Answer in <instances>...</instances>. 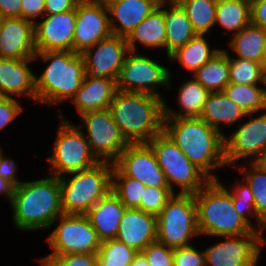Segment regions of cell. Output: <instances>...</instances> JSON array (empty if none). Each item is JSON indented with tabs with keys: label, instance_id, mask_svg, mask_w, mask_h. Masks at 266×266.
Instances as JSON below:
<instances>
[{
	"label": "cell",
	"instance_id": "obj_1",
	"mask_svg": "<svg viewBox=\"0 0 266 266\" xmlns=\"http://www.w3.org/2000/svg\"><path fill=\"white\" fill-rule=\"evenodd\" d=\"M163 131L210 180H218L210 172L226 166L223 133L199 117L164 118Z\"/></svg>",
	"mask_w": 266,
	"mask_h": 266
},
{
	"label": "cell",
	"instance_id": "obj_2",
	"mask_svg": "<svg viewBox=\"0 0 266 266\" xmlns=\"http://www.w3.org/2000/svg\"><path fill=\"white\" fill-rule=\"evenodd\" d=\"M163 100L148 93L117 89L109 110L129 144L147 143L163 131Z\"/></svg>",
	"mask_w": 266,
	"mask_h": 266
},
{
	"label": "cell",
	"instance_id": "obj_3",
	"mask_svg": "<svg viewBox=\"0 0 266 266\" xmlns=\"http://www.w3.org/2000/svg\"><path fill=\"white\" fill-rule=\"evenodd\" d=\"M10 205L17 229L32 232L52 227L63 214L59 178L22 182L15 188Z\"/></svg>",
	"mask_w": 266,
	"mask_h": 266
},
{
	"label": "cell",
	"instance_id": "obj_4",
	"mask_svg": "<svg viewBox=\"0 0 266 266\" xmlns=\"http://www.w3.org/2000/svg\"><path fill=\"white\" fill-rule=\"evenodd\" d=\"M46 68L35 77L36 101L40 104H59L72 99L82 85L86 70L81 53L73 51L36 52Z\"/></svg>",
	"mask_w": 266,
	"mask_h": 266
},
{
	"label": "cell",
	"instance_id": "obj_5",
	"mask_svg": "<svg viewBox=\"0 0 266 266\" xmlns=\"http://www.w3.org/2000/svg\"><path fill=\"white\" fill-rule=\"evenodd\" d=\"M194 199L200 235L228 237L253 231L236 212L228 189L220 181L210 180L194 194Z\"/></svg>",
	"mask_w": 266,
	"mask_h": 266
},
{
	"label": "cell",
	"instance_id": "obj_6",
	"mask_svg": "<svg viewBox=\"0 0 266 266\" xmlns=\"http://www.w3.org/2000/svg\"><path fill=\"white\" fill-rule=\"evenodd\" d=\"M113 164L98 162L93 167L59 178L63 214L85 215L112 188ZM69 177V178H68Z\"/></svg>",
	"mask_w": 266,
	"mask_h": 266
},
{
	"label": "cell",
	"instance_id": "obj_7",
	"mask_svg": "<svg viewBox=\"0 0 266 266\" xmlns=\"http://www.w3.org/2000/svg\"><path fill=\"white\" fill-rule=\"evenodd\" d=\"M147 144L154 152L173 193L174 183L181 188L178 194L194 195L210 181L164 131L155 135Z\"/></svg>",
	"mask_w": 266,
	"mask_h": 266
},
{
	"label": "cell",
	"instance_id": "obj_8",
	"mask_svg": "<svg viewBox=\"0 0 266 266\" xmlns=\"http://www.w3.org/2000/svg\"><path fill=\"white\" fill-rule=\"evenodd\" d=\"M52 154L47 158L52 176L58 178L93 167L99 161L93 155L82 125L71 124L62 116Z\"/></svg>",
	"mask_w": 266,
	"mask_h": 266
},
{
	"label": "cell",
	"instance_id": "obj_9",
	"mask_svg": "<svg viewBox=\"0 0 266 266\" xmlns=\"http://www.w3.org/2000/svg\"><path fill=\"white\" fill-rule=\"evenodd\" d=\"M193 194H173L157 216V242L172 249L188 246L198 236Z\"/></svg>",
	"mask_w": 266,
	"mask_h": 266
},
{
	"label": "cell",
	"instance_id": "obj_10",
	"mask_svg": "<svg viewBox=\"0 0 266 266\" xmlns=\"http://www.w3.org/2000/svg\"><path fill=\"white\" fill-rule=\"evenodd\" d=\"M57 221H60L59 225L46 240L53 250L48 256L73 253L96 254L99 251L102 241L86 215L62 214L53 225Z\"/></svg>",
	"mask_w": 266,
	"mask_h": 266
},
{
	"label": "cell",
	"instance_id": "obj_11",
	"mask_svg": "<svg viewBox=\"0 0 266 266\" xmlns=\"http://www.w3.org/2000/svg\"><path fill=\"white\" fill-rule=\"evenodd\" d=\"M171 72L148 56L129 51L124 59L116 88L127 92H142L161 97L156 87L170 88Z\"/></svg>",
	"mask_w": 266,
	"mask_h": 266
},
{
	"label": "cell",
	"instance_id": "obj_12",
	"mask_svg": "<svg viewBox=\"0 0 266 266\" xmlns=\"http://www.w3.org/2000/svg\"><path fill=\"white\" fill-rule=\"evenodd\" d=\"M87 131L90 149L99 162L114 163L129 145L109 109L79 115Z\"/></svg>",
	"mask_w": 266,
	"mask_h": 266
},
{
	"label": "cell",
	"instance_id": "obj_13",
	"mask_svg": "<svg viewBox=\"0 0 266 266\" xmlns=\"http://www.w3.org/2000/svg\"><path fill=\"white\" fill-rule=\"evenodd\" d=\"M204 250L206 266H257L261 247L266 244L262 232L228 236Z\"/></svg>",
	"mask_w": 266,
	"mask_h": 266
},
{
	"label": "cell",
	"instance_id": "obj_14",
	"mask_svg": "<svg viewBox=\"0 0 266 266\" xmlns=\"http://www.w3.org/2000/svg\"><path fill=\"white\" fill-rule=\"evenodd\" d=\"M112 35L104 0H80L76 6L73 52L82 53Z\"/></svg>",
	"mask_w": 266,
	"mask_h": 266
},
{
	"label": "cell",
	"instance_id": "obj_15",
	"mask_svg": "<svg viewBox=\"0 0 266 266\" xmlns=\"http://www.w3.org/2000/svg\"><path fill=\"white\" fill-rule=\"evenodd\" d=\"M229 136L224 135V156L226 165L237 166L240 159L252 157L257 161L266 149V112L238 125Z\"/></svg>",
	"mask_w": 266,
	"mask_h": 266
},
{
	"label": "cell",
	"instance_id": "obj_16",
	"mask_svg": "<svg viewBox=\"0 0 266 266\" xmlns=\"http://www.w3.org/2000/svg\"><path fill=\"white\" fill-rule=\"evenodd\" d=\"M113 165L125 176L145 186L169 187L155 154L147 143L129 144Z\"/></svg>",
	"mask_w": 266,
	"mask_h": 266
},
{
	"label": "cell",
	"instance_id": "obj_17",
	"mask_svg": "<svg viewBox=\"0 0 266 266\" xmlns=\"http://www.w3.org/2000/svg\"><path fill=\"white\" fill-rule=\"evenodd\" d=\"M128 52L124 37L111 35L101 40L81 53L86 75L90 78L108 77L117 80Z\"/></svg>",
	"mask_w": 266,
	"mask_h": 266
},
{
	"label": "cell",
	"instance_id": "obj_18",
	"mask_svg": "<svg viewBox=\"0 0 266 266\" xmlns=\"http://www.w3.org/2000/svg\"><path fill=\"white\" fill-rule=\"evenodd\" d=\"M43 17H45L44 20L34 23L36 52L73 51L76 8Z\"/></svg>",
	"mask_w": 266,
	"mask_h": 266
},
{
	"label": "cell",
	"instance_id": "obj_19",
	"mask_svg": "<svg viewBox=\"0 0 266 266\" xmlns=\"http://www.w3.org/2000/svg\"><path fill=\"white\" fill-rule=\"evenodd\" d=\"M36 54L34 22L3 18L0 28V58L28 59Z\"/></svg>",
	"mask_w": 266,
	"mask_h": 266
},
{
	"label": "cell",
	"instance_id": "obj_20",
	"mask_svg": "<svg viewBox=\"0 0 266 266\" xmlns=\"http://www.w3.org/2000/svg\"><path fill=\"white\" fill-rule=\"evenodd\" d=\"M116 239L137 252L157 241V216L138 208H126Z\"/></svg>",
	"mask_w": 266,
	"mask_h": 266
},
{
	"label": "cell",
	"instance_id": "obj_21",
	"mask_svg": "<svg viewBox=\"0 0 266 266\" xmlns=\"http://www.w3.org/2000/svg\"><path fill=\"white\" fill-rule=\"evenodd\" d=\"M34 58H0V97L12 98L22 95L36 101L35 77L28 63Z\"/></svg>",
	"mask_w": 266,
	"mask_h": 266
},
{
	"label": "cell",
	"instance_id": "obj_22",
	"mask_svg": "<svg viewBox=\"0 0 266 266\" xmlns=\"http://www.w3.org/2000/svg\"><path fill=\"white\" fill-rule=\"evenodd\" d=\"M104 2L108 9L112 35L124 38L160 3L159 0H104Z\"/></svg>",
	"mask_w": 266,
	"mask_h": 266
},
{
	"label": "cell",
	"instance_id": "obj_23",
	"mask_svg": "<svg viewBox=\"0 0 266 266\" xmlns=\"http://www.w3.org/2000/svg\"><path fill=\"white\" fill-rule=\"evenodd\" d=\"M116 91V80L108 77L90 78L85 75L71 101L79 115L106 110L109 109Z\"/></svg>",
	"mask_w": 266,
	"mask_h": 266
},
{
	"label": "cell",
	"instance_id": "obj_24",
	"mask_svg": "<svg viewBox=\"0 0 266 266\" xmlns=\"http://www.w3.org/2000/svg\"><path fill=\"white\" fill-rule=\"evenodd\" d=\"M126 210L120 198L111 190L101 198L85 215L101 241L117 236L120 220Z\"/></svg>",
	"mask_w": 266,
	"mask_h": 266
},
{
	"label": "cell",
	"instance_id": "obj_25",
	"mask_svg": "<svg viewBox=\"0 0 266 266\" xmlns=\"http://www.w3.org/2000/svg\"><path fill=\"white\" fill-rule=\"evenodd\" d=\"M167 4V0L160 1L158 7H156L128 34L125 39L129 51L135 52L138 42L148 48H166V31L163 7Z\"/></svg>",
	"mask_w": 266,
	"mask_h": 266
},
{
	"label": "cell",
	"instance_id": "obj_26",
	"mask_svg": "<svg viewBox=\"0 0 266 266\" xmlns=\"http://www.w3.org/2000/svg\"><path fill=\"white\" fill-rule=\"evenodd\" d=\"M168 3V8L164 9L167 57L196 35L181 4L177 0H169Z\"/></svg>",
	"mask_w": 266,
	"mask_h": 266
},
{
	"label": "cell",
	"instance_id": "obj_27",
	"mask_svg": "<svg viewBox=\"0 0 266 266\" xmlns=\"http://www.w3.org/2000/svg\"><path fill=\"white\" fill-rule=\"evenodd\" d=\"M254 113L246 111L228 98L222 92H209L203 111L199 118L203 119L209 126L221 132L220 123L233 125L239 118L251 116Z\"/></svg>",
	"mask_w": 266,
	"mask_h": 266
},
{
	"label": "cell",
	"instance_id": "obj_28",
	"mask_svg": "<svg viewBox=\"0 0 266 266\" xmlns=\"http://www.w3.org/2000/svg\"><path fill=\"white\" fill-rule=\"evenodd\" d=\"M209 91L204 88L195 78L189 79L181 85L178 95L180 112H173L164 103V118H188L200 117Z\"/></svg>",
	"mask_w": 266,
	"mask_h": 266
},
{
	"label": "cell",
	"instance_id": "obj_29",
	"mask_svg": "<svg viewBox=\"0 0 266 266\" xmlns=\"http://www.w3.org/2000/svg\"><path fill=\"white\" fill-rule=\"evenodd\" d=\"M266 45V30L250 23L239 33L235 34L228 46L239 59H249L262 62Z\"/></svg>",
	"mask_w": 266,
	"mask_h": 266
},
{
	"label": "cell",
	"instance_id": "obj_30",
	"mask_svg": "<svg viewBox=\"0 0 266 266\" xmlns=\"http://www.w3.org/2000/svg\"><path fill=\"white\" fill-rule=\"evenodd\" d=\"M229 74V54L220 50L192 75L209 92H222L230 83Z\"/></svg>",
	"mask_w": 266,
	"mask_h": 266
},
{
	"label": "cell",
	"instance_id": "obj_31",
	"mask_svg": "<svg viewBox=\"0 0 266 266\" xmlns=\"http://www.w3.org/2000/svg\"><path fill=\"white\" fill-rule=\"evenodd\" d=\"M205 35L196 34L183 47L173 52L168 59L180 62L187 71L195 73L221 49H211Z\"/></svg>",
	"mask_w": 266,
	"mask_h": 266
},
{
	"label": "cell",
	"instance_id": "obj_32",
	"mask_svg": "<svg viewBox=\"0 0 266 266\" xmlns=\"http://www.w3.org/2000/svg\"><path fill=\"white\" fill-rule=\"evenodd\" d=\"M250 23V0H217L216 25L235 35Z\"/></svg>",
	"mask_w": 266,
	"mask_h": 266
},
{
	"label": "cell",
	"instance_id": "obj_33",
	"mask_svg": "<svg viewBox=\"0 0 266 266\" xmlns=\"http://www.w3.org/2000/svg\"><path fill=\"white\" fill-rule=\"evenodd\" d=\"M223 92L246 113L266 111V88L260 87L258 84L244 85L230 82Z\"/></svg>",
	"mask_w": 266,
	"mask_h": 266
},
{
	"label": "cell",
	"instance_id": "obj_34",
	"mask_svg": "<svg viewBox=\"0 0 266 266\" xmlns=\"http://www.w3.org/2000/svg\"><path fill=\"white\" fill-rule=\"evenodd\" d=\"M185 9L196 34L207 35L215 25L217 0H177Z\"/></svg>",
	"mask_w": 266,
	"mask_h": 266
},
{
	"label": "cell",
	"instance_id": "obj_35",
	"mask_svg": "<svg viewBox=\"0 0 266 266\" xmlns=\"http://www.w3.org/2000/svg\"><path fill=\"white\" fill-rule=\"evenodd\" d=\"M247 166L238 168L240 173L246 175L243 180L248 183L252 190L258 216L266 223V169L256 161H250Z\"/></svg>",
	"mask_w": 266,
	"mask_h": 266
},
{
	"label": "cell",
	"instance_id": "obj_36",
	"mask_svg": "<svg viewBox=\"0 0 266 266\" xmlns=\"http://www.w3.org/2000/svg\"><path fill=\"white\" fill-rule=\"evenodd\" d=\"M145 187L146 186L137 179L123 175L113 165L111 190L120 198L126 208L140 209V202Z\"/></svg>",
	"mask_w": 266,
	"mask_h": 266
},
{
	"label": "cell",
	"instance_id": "obj_37",
	"mask_svg": "<svg viewBox=\"0 0 266 266\" xmlns=\"http://www.w3.org/2000/svg\"><path fill=\"white\" fill-rule=\"evenodd\" d=\"M137 253L116 238L107 239L101 242L96 253L97 266H130Z\"/></svg>",
	"mask_w": 266,
	"mask_h": 266
},
{
	"label": "cell",
	"instance_id": "obj_38",
	"mask_svg": "<svg viewBox=\"0 0 266 266\" xmlns=\"http://www.w3.org/2000/svg\"><path fill=\"white\" fill-rule=\"evenodd\" d=\"M229 193L238 215L254 231L263 232L264 228H266V223L258 216L254 205V196L248 183L245 181L243 184L241 182L238 185L236 184V187L230 189ZM251 214L253 217H256V222L258 223L256 228L252 225V222L249 220L250 218H248V215L250 216Z\"/></svg>",
	"mask_w": 266,
	"mask_h": 266
},
{
	"label": "cell",
	"instance_id": "obj_39",
	"mask_svg": "<svg viewBox=\"0 0 266 266\" xmlns=\"http://www.w3.org/2000/svg\"><path fill=\"white\" fill-rule=\"evenodd\" d=\"M229 69V80L232 83L244 85L261 83L266 86V76L261 63L249 59L233 58L229 55Z\"/></svg>",
	"mask_w": 266,
	"mask_h": 266
},
{
	"label": "cell",
	"instance_id": "obj_40",
	"mask_svg": "<svg viewBox=\"0 0 266 266\" xmlns=\"http://www.w3.org/2000/svg\"><path fill=\"white\" fill-rule=\"evenodd\" d=\"M175 194L169 187L146 186L140 202V209L158 216L166 202Z\"/></svg>",
	"mask_w": 266,
	"mask_h": 266
},
{
	"label": "cell",
	"instance_id": "obj_41",
	"mask_svg": "<svg viewBox=\"0 0 266 266\" xmlns=\"http://www.w3.org/2000/svg\"><path fill=\"white\" fill-rule=\"evenodd\" d=\"M41 266H97L96 254L73 253L46 256L40 259Z\"/></svg>",
	"mask_w": 266,
	"mask_h": 266
},
{
	"label": "cell",
	"instance_id": "obj_42",
	"mask_svg": "<svg viewBox=\"0 0 266 266\" xmlns=\"http://www.w3.org/2000/svg\"><path fill=\"white\" fill-rule=\"evenodd\" d=\"M174 249L157 241L149 244L141 253L146 257L149 266H174Z\"/></svg>",
	"mask_w": 266,
	"mask_h": 266
},
{
	"label": "cell",
	"instance_id": "obj_43",
	"mask_svg": "<svg viewBox=\"0 0 266 266\" xmlns=\"http://www.w3.org/2000/svg\"><path fill=\"white\" fill-rule=\"evenodd\" d=\"M174 266H206L205 253L194 246L175 248L173 252Z\"/></svg>",
	"mask_w": 266,
	"mask_h": 266
},
{
	"label": "cell",
	"instance_id": "obj_44",
	"mask_svg": "<svg viewBox=\"0 0 266 266\" xmlns=\"http://www.w3.org/2000/svg\"><path fill=\"white\" fill-rule=\"evenodd\" d=\"M22 110L20 102L14 97H0V130L15 120Z\"/></svg>",
	"mask_w": 266,
	"mask_h": 266
},
{
	"label": "cell",
	"instance_id": "obj_45",
	"mask_svg": "<svg viewBox=\"0 0 266 266\" xmlns=\"http://www.w3.org/2000/svg\"><path fill=\"white\" fill-rule=\"evenodd\" d=\"M45 15L44 0H22L21 1V18L36 22L39 16ZM34 19V20H33Z\"/></svg>",
	"mask_w": 266,
	"mask_h": 266
},
{
	"label": "cell",
	"instance_id": "obj_46",
	"mask_svg": "<svg viewBox=\"0 0 266 266\" xmlns=\"http://www.w3.org/2000/svg\"><path fill=\"white\" fill-rule=\"evenodd\" d=\"M251 23L266 30V0H250Z\"/></svg>",
	"mask_w": 266,
	"mask_h": 266
},
{
	"label": "cell",
	"instance_id": "obj_47",
	"mask_svg": "<svg viewBox=\"0 0 266 266\" xmlns=\"http://www.w3.org/2000/svg\"><path fill=\"white\" fill-rule=\"evenodd\" d=\"M80 0H44L45 15L74 10Z\"/></svg>",
	"mask_w": 266,
	"mask_h": 266
},
{
	"label": "cell",
	"instance_id": "obj_48",
	"mask_svg": "<svg viewBox=\"0 0 266 266\" xmlns=\"http://www.w3.org/2000/svg\"><path fill=\"white\" fill-rule=\"evenodd\" d=\"M16 163L14 160L6 157L3 153L0 156V177L8 180L9 182L13 183L16 187L20 185L23 181H19L16 175Z\"/></svg>",
	"mask_w": 266,
	"mask_h": 266
},
{
	"label": "cell",
	"instance_id": "obj_49",
	"mask_svg": "<svg viewBox=\"0 0 266 266\" xmlns=\"http://www.w3.org/2000/svg\"><path fill=\"white\" fill-rule=\"evenodd\" d=\"M22 0H0V16L2 18H21Z\"/></svg>",
	"mask_w": 266,
	"mask_h": 266
},
{
	"label": "cell",
	"instance_id": "obj_50",
	"mask_svg": "<svg viewBox=\"0 0 266 266\" xmlns=\"http://www.w3.org/2000/svg\"><path fill=\"white\" fill-rule=\"evenodd\" d=\"M15 188L16 186L13 183L9 182L3 177H0V194H4L6 199L9 200L10 204L15 193Z\"/></svg>",
	"mask_w": 266,
	"mask_h": 266
},
{
	"label": "cell",
	"instance_id": "obj_51",
	"mask_svg": "<svg viewBox=\"0 0 266 266\" xmlns=\"http://www.w3.org/2000/svg\"><path fill=\"white\" fill-rule=\"evenodd\" d=\"M130 266H149L146 257L141 253L138 252L134 258Z\"/></svg>",
	"mask_w": 266,
	"mask_h": 266
},
{
	"label": "cell",
	"instance_id": "obj_52",
	"mask_svg": "<svg viewBox=\"0 0 266 266\" xmlns=\"http://www.w3.org/2000/svg\"><path fill=\"white\" fill-rule=\"evenodd\" d=\"M256 162L266 169V149L263 151L261 157Z\"/></svg>",
	"mask_w": 266,
	"mask_h": 266
},
{
	"label": "cell",
	"instance_id": "obj_53",
	"mask_svg": "<svg viewBox=\"0 0 266 266\" xmlns=\"http://www.w3.org/2000/svg\"><path fill=\"white\" fill-rule=\"evenodd\" d=\"M261 65H262L264 75L266 76V45H265L264 56H263Z\"/></svg>",
	"mask_w": 266,
	"mask_h": 266
},
{
	"label": "cell",
	"instance_id": "obj_54",
	"mask_svg": "<svg viewBox=\"0 0 266 266\" xmlns=\"http://www.w3.org/2000/svg\"><path fill=\"white\" fill-rule=\"evenodd\" d=\"M2 20H3V18L0 16V28H1V25H2Z\"/></svg>",
	"mask_w": 266,
	"mask_h": 266
}]
</instances>
